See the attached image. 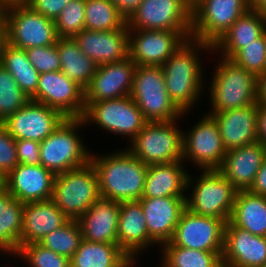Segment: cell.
Wrapping results in <instances>:
<instances>
[{
    "mask_svg": "<svg viewBox=\"0 0 266 267\" xmlns=\"http://www.w3.org/2000/svg\"><path fill=\"white\" fill-rule=\"evenodd\" d=\"M107 155H90V162L98 176L100 196L118 203L140 200L148 165L127 149Z\"/></svg>",
    "mask_w": 266,
    "mask_h": 267,
    "instance_id": "obj_1",
    "label": "cell"
},
{
    "mask_svg": "<svg viewBox=\"0 0 266 267\" xmlns=\"http://www.w3.org/2000/svg\"><path fill=\"white\" fill-rule=\"evenodd\" d=\"M198 48L210 51L212 45L188 39L162 65L169 98L182 112L192 109L202 92L204 79L199 54L196 53Z\"/></svg>",
    "mask_w": 266,
    "mask_h": 267,
    "instance_id": "obj_2",
    "label": "cell"
},
{
    "mask_svg": "<svg viewBox=\"0 0 266 267\" xmlns=\"http://www.w3.org/2000/svg\"><path fill=\"white\" fill-rule=\"evenodd\" d=\"M222 58L210 83L211 113L257 104L258 77L233 60Z\"/></svg>",
    "mask_w": 266,
    "mask_h": 267,
    "instance_id": "obj_3",
    "label": "cell"
},
{
    "mask_svg": "<svg viewBox=\"0 0 266 267\" xmlns=\"http://www.w3.org/2000/svg\"><path fill=\"white\" fill-rule=\"evenodd\" d=\"M82 118H66L47 138L40 142L41 165L54 175L86 165L87 151L76 130L84 127ZM83 125V126H82Z\"/></svg>",
    "mask_w": 266,
    "mask_h": 267,
    "instance_id": "obj_4",
    "label": "cell"
},
{
    "mask_svg": "<svg viewBox=\"0 0 266 267\" xmlns=\"http://www.w3.org/2000/svg\"><path fill=\"white\" fill-rule=\"evenodd\" d=\"M99 197L98 176L90 161L55 175L52 200L67 218L78 220Z\"/></svg>",
    "mask_w": 266,
    "mask_h": 267,
    "instance_id": "obj_5",
    "label": "cell"
},
{
    "mask_svg": "<svg viewBox=\"0 0 266 267\" xmlns=\"http://www.w3.org/2000/svg\"><path fill=\"white\" fill-rule=\"evenodd\" d=\"M130 97L148 122L179 120L186 113L169 98L162 66H136Z\"/></svg>",
    "mask_w": 266,
    "mask_h": 267,
    "instance_id": "obj_6",
    "label": "cell"
},
{
    "mask_svg": "<svg viewBox=\"0 0 266 267\" xmlns=\"http://www.w3.org/2000/svg\"><path fill=\"white\" fill-rule=\"evenodd\" d=\"M177 120L147 122L127 149L146 165L183 160V131Z\"/></svg>",
    "mask_w": 266,
    "mask_h": 267,
    "instance_id": "obj_7",
    "label": "cell"
},
{
    "mask_svg": "<svg viewBox=\"0 0 266 267\" xmlns=\"http://www.w3.org/2000/svg\"><path fill=\"white\" fill-rule=\"evenodd\" d=\"M197 179L192 185V195L186 197V208L195 214L215 217L226 223L238 190L217 169L203 170Z\"/></svg>",
    "mask_w": 266,
    "mask_h": 267,
    "instance_id": "obj_8",
    "label": "cell"
},
{
    "mask_svg": "<svg viewBox=\"0 0 266 267\" xmlns=\"http://www.w3.org/2000/svg\"><path fill=\"white\" fill-rule=\"evenodd\" d=\"M248 9L246 0H198L192 5L191 39L213 45Z\"/></svg>",
    "mask_w": 266,
    "mask_h": 267,
    "instance_id": "obj_9",
    "label": "cell"
},
{
    "mask_svg": "<svg viewBox=\"0 0 266 267\" xmlns=\"http://www.w3.org/2000/svg\"><path fill=\"white\" fill-rule=\"evenodd\" d=\"M82 119L85 125L93 122L107 132L130 137L129 142L148 122L130 95L96 103H85Z\"/></svg>",
    "mask_w": 266,
    "mask_h": 267,
    "instance_id": "obj_10",
    "label": "cell"
},
{
    "mask_svg": "<svg viewBox=\"0 0 266 267\" xmlns=\"http://www.w3.org/2000/svg\"><path fill=\"white\" fill-rule=\"evenodd\" d=\"M55 21L27 4L7 7V42L24 50L56 44Z\"/></svg>",
    "mask_w": 266,
    "mask_h": 267,
    "instance_id": "obj_11",
    "label": "cell"
},
{
    "mask_svg": "<svg viewBox=\"0 0 266 267\" xmlns=\"http://www.w3.org/2000/svg\"><path fill=\"white\" fill-rule=\"evenodd\" d=\"M188 39L191 31L129 29V58L137 66H162Z\"/></svg>",
    "mask_w": 266,
    "mask_h": 267,
    "instance_id": "obj_12",
    "label": "cell"
},
{
    "mask_svg": "<svg viewBox=\"0 0 266 267\" xmlns=\"http://www.w3.org/2000/svg\"><path fill=\"white\" fill-rule=\"evenodd\" d=\"M192 5L187 0H143L127 21L128 29L191 31Z\"/></svg>",
    "mask_w": 266,
    "mask_h": 267,
    "instance_id": "obj_13",
    "label": "cell"
},
{
    "mask_svg": "<svg viewBox=\"0 0 266 267\" xmlns=\"http://www.w3.org/2000/svg\"><path fill=\"white\" fill-rule=\"evenodd\" d=\"M225 226L221 219L198 215L185 208L171 242L183 248L223 252Z\"/></svg>",
    "mask_w": 266,
    "mask_h": 267,
    "instance_id": "obj_14",
    "label": "cell"
},
{
    "mask_svg": "<svg viewBox=\"0 0 266 267\" xmlns=\"http://www.w3.org/2000/svg\"><path fill=\"white\" fill-rule=\"evenodd\" d=\"M31 100L59 110L66 118H82L85 112V90L62 71L39 74Z\"/></svg>",
    "mask_w": 266,
    "mask_h": 267,
    "instance_id": "obj_15",
    "label": "cell"
},
{
    "mask_svg": "<svg viewBox=\"0 0 266 267\" xmlns=\"http://www.w3.org/2000/svg\"><path fill=\"white\" fill-rule=\"evenodd\" d=\"M65 119L59 110L30 99L22 108L9 115L2 124L15 140L42 142Z\"/></svg>",
    "mask_w": 266,
    "mask_h": 267,
    "instance_id": "obj_16",
    "label": "cell"
},
{
    "mask_svg": "<svg viewBox=\"0 0 266 267\" xmlns=\"http://www.w3.org/2000/svg\"><path fill=\"white\" fill-rule=\"evenodd\" d=\"M226 152L219 127L210 114L196 123L188 135L183 133V161H192L200 170L218 169Z\"/></svg>",
    "mask_w": 266,
    "mask_h": 267,
    "instance_id": "obj_17",
    "label": "cell"
},
{
    "mask_svg": "<svg viewBox=\"0 0 266 267\" xmlns=\"http://www.w3.org/2000/svg\"><path fill=\"white\" fill-rule=\"evenodd\" d=\"M136 64L127 57L120 62L99 65L85 89V103L116 99L130 95Z\"/></svg>",
    "mask_w": 266,
    "mask_h": 267,
    "instance_id": "obj_18",
    "label": "cell"
},
{
    "mask_svg": "<svg viewBox=\"0 0 266 267\" xmlns=\"http://www.w3.org/2000/svg\"><path fill=\"white\" fill-rule=\"evenodd\" d=\"M186 196L142 197L149 237L158 245L170 242L181 213L186 208Z\"/></svg>",
    "mask_w": 266,
    "mask_h": 267,
    "instance_id": "obj_19",
    "label": "cell"
},
{
    "mask_svg": "<svg viewBox=\"0 0 266 267\" xmlns=\"http://www.w3.org/2000/svg\"><path fill=\"white\" fill-rule=\"evenodd\" d=\"M266 262V237L255 236L229 220L224 230V267H261Z\"/></svg>",
    "mask_w": 266,
    "mask_h": 267,
    "instance_id": "obj_20",
    "label": "cell"
},
{
    "mask_svg": "<svg viewBox=\"0 0 266 267\" xmlns=\"http://www.w3.org/2000/svg\"><path fill=\"white\" fill-rule=\"evenodd\" d=\"M74 40L80 50L97 66L120 62L129 57V29H115L111 31L82 30L76 34Z\"/></svg>",
    "mask_w": 266,
    "mask_h": 267,
    "instance_id": "obj_21",
    "label": "cell"
},
{
    "mask_svg": "<svg viewBox=\"0 0 266 267\" xmlns=\"http://www.w3.org/2000/svg\"><path fill=\"white\" fill-rule=\"evenodd\" d=\"M55 175L42 165L18 164L6 177V190L22 203L52 199Z\"/></svg>",
    "mask_w": 266,
    "mask_h": 267,
    "instance_id": "obj_22",
    "label": "cell"
},
{
    "mask_svg": "<svg viewBox=\"0 0 266 267\" xmlns=\"http://www.w3.org/2000/svg\"><path fill=\"white\" fill-rule=\"evenodd\" d=\"M266 156V146L254 142L226 152L217 169L238 191L248 190Z\"/></svg>",
    "mask_w": 266,
    "mask_h": 267,
    "instance_id": "obj_23",
    "label": "cell"
},
{
    "mask_svg": "<svg viewBox=\"0 0 266 267\" xmlns=\"http://www.w3.org/2000/svg\"><path fill=\"white\" fill-rule=\"evenodd\" d=\"M258 103L248 107L209 113L216 121L227 151L258 142Z\"/></svg>",
    "mask_w": 266,
    "mask_h": 267,
    "instance_id": "obj_24",
    "label": "cell"
},
{
    "mask_svg": "<svg viewBox=\"0 0 266 267\" xmlns=\"http://www.w3.org/2000/svg\"><path fill=\"white\" fill-rule=\"evenodd\" d=\"M119 215L120 203L100 196L77 220L83 239L89 242L118 243Z\"/></svg>",
    "mask_w": 266,
    "mask_h": 267,
    "instance_id": "obj_25",
    "label": "cell"
},
{
    "mask_svg": "<svg viewBox=\"0 0 266 267\" xmlns=\"http://www.w3.org/2000/svg\"><path fill=\"white\" fill-rule=\"evenodd\" d=\"M117 239L118 246L132 258L155 244L149 237L143 208L139 201L120 203Z\"/></svg>",
    "mask_w": 266,
    "mask_h": 267,
    "instance_id": "obj_26",
    "label": "cell"
},
{
    "mask_svg": "<svg viewBox=\"0 0 266 267\" xmlns=\"http://www.w3.org/2000/svg\"><path fill=\"white\" fill-rule=\"evenodd\" d=\"M68 220L52 199L24 203L20 246L39 242Z\"/></svg>",
    "mask_w": 266,
    "mask_h": 267,
    "instance_id": "obj_27",
    "label": "cell"
},
{
    "mask_svg": "<svg viewBox=\"0 0 266 267\" xmlns=\"http://www.w3.org/2000/svg\"><path fill=\"white\" fill-rule=\"evenodd\" d=\"M181 164L183 160L149 165L142 197L185 196L194 181Z\"/></svg>",
    "mask_w": 266,
    "mask_h": 267,
    "instance_id": "obj_28",
    "label": "cell"
},
{
    "mask_svg": "<svg viewBox=\"0 0 266 267\" xmlns=\"http://www.w3.org/2000/svg\"><path fill=\"white\" fill-rule=\"evenodd\" d=\"M266 32V14L248 9L212 45V50L222 51V56L231 59L245 44L262 37Z\"/></svg>",
    "mask_w": 266,
    "mask_h": 267,
    "instance_id": "obj_29",
    "label": "cell"
},
{
    "mask_svg": "<svg viewBox=\"0 0 266 267\" xmlns=\"http://www.w3.org/2000/svg\"><path fill=\"white\" fill-rule=\"evenodd\" d=\"M229 221L255 236L266 237V196L237 191Z\"/></svg>",
    "mask_w": 266,
    "mask_h": 267,
    "instance_id": "obj_30",
    "label": "cell"
},
{
    "mask_svg": "<svg viewBox=\"0 0 266 267\" xmlns=\"http://www.w3.org/2000/svg\"><path fill=\"white\" fill-rule=\"evenodd\" d=\"M56 45L60 56V71L85 90L95 75L96 63L80 50L72 37L58 38Z\"/></svg>",
    "mask_w": 266,
    "mask_h": 267,
    "instance_id": "obj_31",
    "label": "cell"
},
{
    "mask_svg": "<svg viewBox=\"0 0 266 267\" xmlns=\"http://www.w3.org/2000/svg\"><path fill=\"white\" fill-rule=\"evenodd\" d=\"M24 203L7 190L0 193V250L15 254L20 247Z\"/></svg>",
    "mask_w": 266,
    "mask_h": 267,
    "instance_id": "obj_32",
    "label": "cell"
},
{
    "mask_svg": "<svg viewBox=\"0 0 266 267\" xmlns=\"http://www.w3.org/2000/svg\"><path fill=\"white\" fill-rule=\"evenodd\" d=\"M128 258L118 243L89 242L82 239L70 258V267H120Z\"/></svg>",
    "mask_w": 266,
    "mask_h": 267,
    "instance_id": "obj_33",
    "label": "cell"
},
{
    "mask_svg": "<svg viewBox=\"0 0 266 267\" xmlns=\"http://www.w3.org/2000/svg\"><path fill=\"white\" fill-rule=\"evenodd\" d=\"M0 64L10 72L29 99L36 94L39 72L30 63L24 49L6 42L0 51Z\"/></svg>",
    "mask_w": 266,
    "mask_h": 267,
    "instance_id": "obj_34",
    "label": "cell"
},
{
    "mask_svg": "<svg viewBox=\"0 0 266 267\" xmlns=\"http://www.w3.org/2000/svg\"><path fill=\"white\" fill-rule=\"evenodd\" d=\"M161 247L165 267H223L222 252L183 248L171 241Z\"/></svg>",
    "mask_w": 266,
    "mask_h": 267,
    "instance_id": "obj_35",
    "label": "cell"
},
{
    "mask_svg": "<svg viewBox=\"0 0 266 267\" xmlns=\"http://www.w3.org/2000/svg\"><path fill=\"white\" fill-rule=\"evenodd\" d=\"M126 27V19L110 0H85V29L111 31Z\"/></svg>",
    "mask_w": 266,
    "mask_h": 267,
    "instance_id": "obj_36",
    "label": "cell"
},
{
    "mask_svg": "<svg viewBox=\"0 0 266 267\" xmlns=\"http://www.w3.org/2000/svg\"><path fill=\"white\" fill-rule=\"evenodd\" d=\"M82 239V231L78 221L69 219L64 225L40 239L38 243L70 259L78 249Z\"/></svg>",
    "mask_w": 266,
    "mask_h": 267,
    "instance_id": "obj_37",
    "label": "cell"
},
{
    "mask_svg": "<svg viewBox=\"0 0 266 267\" xmlns=\"http://www.w3.org/2000/svg\"><path fill=\"white\" fill-rule=\"evenodd\" d=\"M29 100L10 72L0 64V123Z\"/></svg>",
    "mask_w": 266,
    "mask_h": 267,
    "instance_id": "obj_38",
    "label": "cell"
},
{
    "mask_svg": "<svg viewBox=\"0 0 266 267\" xmlns=\"http://www.w3.org/2000/svg\"><path fill=\"white\" fill-rule=\"evenodd\" d=\"M58 38H73L85 29V0H70L55 20Z\"/></svg>",
    "mask_w": 266,
    "mask_h": 267,
    "instance_id": "obj_39",
    "label": "cell"
},
{
    "mask_svg": "<svg viewBox=\"0 0 266 267\" xmlns=\"http://www.w3.org/2000/svg\"><path fill=\"white\" fill-rule=\"evenodd\" d=\"M14 255L24 257L30 267H70V259L47 249L38 242L22 245Z\"/></svg>",
    "mask_w": 266,
    "mask_h": 267,
    "instance_id": "obj_40",
    "label": "cell"
},
{
    "mask_svg": "<svg viewBox=\"0 0 266 267\" xmlns=\"http://www.w3.org/2000/svg\"><path fill=\"white\" fill-rule=\"evenodd\" d=\"M265 48L266 32L262 37L245 44L231 60L258 77L265 72Z\"/></svg>",
    "mask_w": 266,
    "mask_h": 267,
    "instance_id": "obj_41",
    "label": "cell"
},
{
    "mask_svg": "<svg viewBox=\"0 0 266 267\" xmlns=\"http://www.w3.org/2000/svg\"><path fill=\"white\" fill-rule=\"evenodd\" d=\"M25 51L30 63L39 74L60 71V56L56 44L33 47Z\"/></svg>",
    "mask_w": 266,
    "mask_h": 267,
    "instance_id": "obj_42",
    "label": "cell"
},
{
    "mask_svg": "<svg viewBox=\"0 0 266 267\" xmlns=\"http://www.w3.org/2000/svg\"><path fill=\"white\" fill-rule=\"evenodd\" d=\"M17 165L16 140L0 123V172L6 177Z\"/></svg>",
    "mask_w": 266,
    "mask_h": 267,
    "instance_id": "obj_43",
    "label": "cell"
},
{
    "mask_svg": "<svg viewBox=\"0 0 266 267\" xmlns=\"http://www.w3.org/2000/svg\"><path fill=\"white\" fill-rule=\"evenodd\" d=\"M18 164L41 165L40 142L34 140H16Z\"/></svg>",
    "mask_w": 266,
    "mask_h": 267,
    "instance_id": "obj_44",
    "label": "cell"
},
{
    "mask_svg": "<svg viewBox=\"0 0 266 267\" xmlns=\"http://www.w3.org/2000/svg\"><path fill=\"white\" fill-rule=\"evenodd\" d=\"M69 1L70 0H29L27 5L46 18L55 21Z\"/></svg>",
    "mask_w": 266,
    "mask_h": 267,
    "instance_id": "obj_45",
    "label": "cell"
},
{
    "mask_svg": "<svg viewBox=\"0 0 266 267\" xmlns=\"http://www.w3.org/2000/svg\"><path fill=\"white\" fill-rule=\"evenodd\" d=\"M117 11L128 21L143 0H110Z\"/></svg>",
    "mask_w": 266,
    "mask_h": 267,
    "instance_id": "obj_46",
    "label": "cell"
},
{
    "mask_svg": "<svg viewBox=\"0 0 266 267\" xmlns=\"http://www.w3.org/2000/svg\"><path fill=\"white\" fill-rule=\"evenodd\" d=\"M248 191L256 195L266 196V156Z\"/></svg>",
    "mask_w": 266,
    "mask_h": 267,
    "instance_id": "obj_47",
    "label": "cell"
},
{
    "mask_svg": "<svg viewBox=\"0 0 266 267\" xmlns=\"http://www.w3.org/2000/svg\"><path fill=\"white\" fill-rule=\"evenodd\" d=\"M257 137L258 142L266 146V106L260 104L257 112Z\"/></svg>",
    "mask_w": 266,
    "mask_h": 267,
    "instance_id": "obj_48",
    "label": "cell"
},
{
    "mask_svg": "<svg viewBox=\"0 0 266 267\" xmlns=\"http://www.w3.org/2000/svg\"><path fill=\"white\" fill-rule=\"evenodd\" d=\"M7 42V7L0 5V51Z\"/></svg>",
    "mask_w": 266,
    "mask_h": 267,
    "instance_id": "obj_49",
    "label": "cell"
},
{
    "mask_svg": "<svg viewBox=\"0 0 266 267\" xmlns=\"http://www.w3.org/2000/svg\"><path fill=\"white\" fill-rule=\"evenodd\" d=\"M257 102L266 106V71L258 76Z\"/></svg>",
    "mask_w": 266,
    "mask_h": 267,
    "instance_id": "obj_50",
    "label": "cell"
},
{
    "mask_svg": "<svg viewBox=\"0 0 266 267\" xmlns=\"http://www.w3.org/2000/svg\"><path fill=\"white\" fill-rule=\"evenodd\" d=\"M249 9L259 10L262 12L266 11V0H246Z\"/></svg>",
    "mask_w": 266,
    "mask_h": 267,
    "instance_id": "obj_51",
    "label": "cell"
},
{
    "mask_svg": "<svg viewBox=\"0 0 266 267\" xmlns=\"http://www.w3.org/2000/svg\"><path fill=\"white\" fill-rule=\"evenodd\" d=\"M28 2L29 0H0V5L8 7L17 4H27Z\"/></svg>",
    "mask_w": 266,
    "mask_h": 267,
    "instance_id": "obj_52",
    "label": "cell"
},
{
    "mask_svg": "<svg viewBox=\"0 0 266 267\" xmlns=\"http://www.w3.org/2000/svg\"><path fill=\"white\" fill-rule=\"evenodd\" d=\"M6 190L5 176L0 172V193Z\"/></svg>",
    "mask_w": 266,
    "mask_h": 267,
    "instance_id": "obj_53",
    "label": "cell"
},
{
    "mask_svg": "<svg viewBox=\"0 0 266 267\" xmlns=\"http://www.w3.org/2000/svg\"><path fill=\"white\" fill-rule=\"evenodd\" d=\"M135 263V258L129 257L120 267H133Z\"/></svg>",
    "mask_w": 266,
    "mask_h": 267,
    "instance_id": "obj_54",
    "label": "cell"
},
{
    "mask_svg": "<svg viewBox=\"0 0 266 267\" xmlns=\"http://www.w3.org/2000/svg\"><path fill=\"white\" fill-rule=\"evenodd\" d=\"M191 5H193L194 3H196L198 0H187Z\"/></svg>",
    "mask_w": 266,
    "mask_h": 267,
    "instance_id": "obj_55",
    "label": "cell"
},
{
    "mask_svg": "<svg viewBox=\"0 0 266 267\" xmlns=\"http://www.w3.org/2000/svg\"><path fill=\"white\" fill-rule=\"evenodd\" d=\"M265 54H266V48H265ZM265 71H266V56H265Z\"/></svg>",
    "mask_w": 266,
    "mask_h": 267,
    "instance_id": "obj_56",
    "label": "cell"
}]
</instances>
